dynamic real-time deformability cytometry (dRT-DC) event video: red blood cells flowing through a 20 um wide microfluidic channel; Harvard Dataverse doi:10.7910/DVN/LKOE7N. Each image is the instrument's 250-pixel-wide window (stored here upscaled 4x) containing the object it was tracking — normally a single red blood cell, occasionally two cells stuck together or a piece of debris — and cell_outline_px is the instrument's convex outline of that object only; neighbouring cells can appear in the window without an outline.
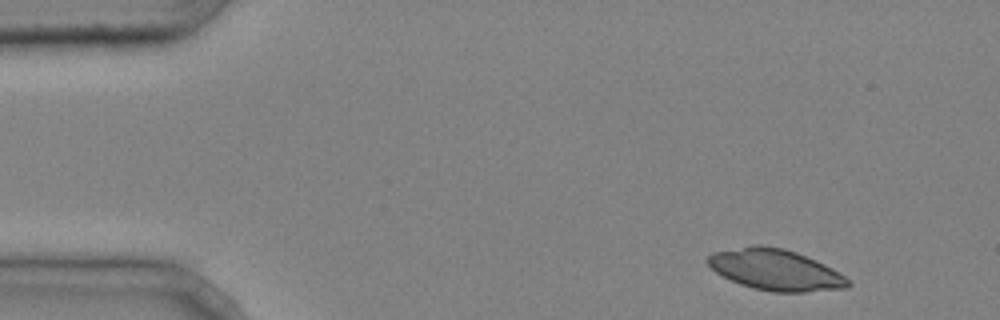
{"species": "common noctule bat (a hibernating species)", "species_latin": "Nyctalus noctula", "temperature_condition": "cold", "stored_images_in_passage": 3, "camera_frame_rate_fps": 3000, "um_per_image_px": 0.085, "animal": {"sex": "male", "body_mass_g": 20.4}, "frame": {"image": 1, "passage_image": 1, "time_ms": 0.0, "image_size_px": [1000, 320], "cell_outline_px": [[852, 284], [848, 288], [804, 292], [772, 292], [752, 288], [740, 284], [716, 272], [704, 260], [712, 252], [752, 244], [760, 244], [784, 248], [796, 252], [824, 264], [832, 268], [844, 276]], "centroid_in_image_um": [65.89, 22.92], "position_along_channel_um": 19.1, "area_um2": 33.7}}